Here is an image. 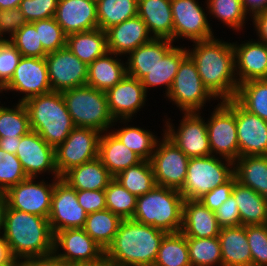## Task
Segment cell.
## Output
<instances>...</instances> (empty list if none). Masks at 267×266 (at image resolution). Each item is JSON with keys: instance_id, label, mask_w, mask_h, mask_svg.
<instances>
[{"instance_id": "cell-1", "label": "cell", "mask_w": 267, "mask_h": 266, "mask_svg": "<svg viewBox=\"0 0 267 266\" xmlns=\"http://www.w3.org/2000/svg\"><path fill=\"white\" fill-rule=\"evenodd\" d=\"M188 55L194 61L204 86L222 101L235 98L238 81L235 74L233 44L217 38L194 41Z\"/></svg>"}, {"instance_id": "cell-2", "label": "cell", "mask_w": 267, "mask_h": 266, "mask_svg": "<svg viewBox=\"0 0 267 266\" xmlns=\"http://www.w3.org/2000/svg\"><path fill=\"white\" fill-rule=\"evenodd\" d=\"M166 234L132 218L122 220L105 255L116 266H153Z\"/></svg>"}, {"instance_id": "cell-3", "label": "cell", "mask_w": 267, "mask_h": 266, "mask_svg": "<svg viewBox=\"0 0 267 266\" xmlns=\"http://www.w3.org/2000/svg\"><path fill=\"white\" fill-rule=\"evenodd\" d=\"M3 231L16 260L53 254L54 233L48 218L7 207Z\"/></svg>"}, {"instance_id": "cell-4", "label": "cell", "mask_w": 267, "mask_h": 266, "mask_svg": "<svg viewBox=\"0 0 267 266\" xmlns=\"http://www.w3.org/2000/svg\"><path fill=\"white\" fill-rule=\"evenodd\" d=\"M30 129L37 132L54 149L75 128L61 92L51 91L24 102Z\"/></svg>"}, {"instance_id": "cell-5", "label": "cell", "mask_w": 267, "mask_h": 266, "mask_svg": "<svg viewBox=\"0 0 267 266\" xmlns=\"http://www.w3.org/2000/svg\"><path fill=\"white\" fill-rule=\"evenodd\" d=\"M183 204L179 190L155 185L150 192L137 197L132 219L167 233L180 232Z\"/></svg>"}, {"instance_id": "cell-6", "label": "cell", "mask_w": 267, "mask_h": 266, "mask_svg": "<svg viewBox=\"0 0 267 266\" xmlns=\"http://www.w3.org/2000/svg\"><path fill=\"white\" fill-rule=\"evenodd\" d=\"M61 94L75 127L92 128L104 133L115 125L104 91L84 85Z\"/></svg>"}, {"instance_id": "cell-7", "label": "cell", "mask_w": 267, "mask_h": 266, "mask_svg": "<svg viewBox=\"0 0 267 266\" xmlns=\"http://www.w3.org/2000/svg\"><path fill=\"white\" fill-rule=\"evenodd\" d=\"M233 175L234 162L228 159L213 155L189 158L185 182L179 191L184 200H199Z\"/></svg>"}, {"instance_id": "cell-8", "label": "cell", "mask_w": 267, "mask_h": 266, "mask_svg": "<svg viewBox=\"0 0 267 266\" xmlns=\"http://www.w3.org/2000/svg\"><path fill=\"white\" fill-rule=\"evenodd\" d=\"M206 122L211 155L235 162L239 158L236 100L220 101Z\"/></svg>"}, {"instance_id": "cell-9", "label": "cell", "mask_w": 267, "mask_h": 266, "mask_svg": "<svg viewBox=\"0 0 267 266\" xmlns=\"http://www.w3.org/2000/svg\"><path fill=\"white\" fill-rule=\"evenodd\" d=\"M167 98L183 112H200L207 101L215 98L204 86L189 55L181 61Z\"/></svg>"}, {"instance_id": "cell-10", "label": "cell", "mask_w": 267, "mask_h": 266, "mask_svg": "<svg viewBox=\"0 0 267 266\" xmlns=\"http://www.w3.org/2000/svg\"><path fill=\"white\" fill-rule=\"evenodd\" d=\"M101 132L75 127L64 142L55 148V164L61 178L70 169L98 158Z\"/></svg>"}, {"instance_id": "cell-11", "label": "cell", "mask_w": 267, "mask_h": 266, "mask_svg": "<svg viewBox=\"0 0 267 266\" xmlns=\"http://www.w3.org/2000/svg\"><path fill=\"white\" fill-rule=\"evenodd\" d=\"M157 143L150 160L156 185L180 190L185 182L189 157L165 134Z\"/></svg>"}, {"instance_id": "cell-12", "label": "cell", "mask_w": 267, "mask_h": 266, "mask_svg": "<svg viewBox=\"0 0 267 266\" xmlns=\"http://www.w3.org/2000/svg\"><path fill=\"white\" fill-rule=\"evenodd\" d=\"M184 116L175 131L170 121L166 122L164 134L189 158L211 155L207 125L200 112H182Z\"/></svg>"}, {"instance_id": "cell-13", "label": "cell", "mask_w": 267, "mask_h": 266, "mask_svg": "<svg viewBox=\"0 0 267 266\" xmlns=\"http://www.w3.org/2000/svg\"><path fill=\"white\" fill-rule=\"evenodd\" d=\"M35 179L28 177L5 192L8 207L48 218L54 185L60 178L49 184L44 180L36 183Z\"/></svg>"}, {"instance_id": "cell-14", "label": "cell", "mask_w": 267, "mask_h": 266, "mask_svg": "<svg viewBox=\"0 0 267 266\" xmlns=\"http://www.w3.org/2000/svg\"><path fill=\"white\" fill-rule=\"evenodd\" d=\"M45 60L52 91L63 92L86 85L88 65L74 55L67 46L48 53Z\"/></svg>"}, {"instance_id": "cell-15", "label": "cell", "mask_w": 267, "mask_h": 266, "mask_svg": "<svg viewBox=\"0 0 267 266\" xmlns=\"http://www.w3.org/2000/svg\"><path fill=\"white\" fill-rule=\"evenodd\" d=\"M86 218L87 213L78 203L77 190L60 178L54 185L48 217L53 233L83 228Z\"/></svg>"}, {"instance_id": "cell-16", "label": "cell", "mask_w": 267, "mask_h": 266, "mask_svg": "<svg viewBox=\"0 0 267 266\" xmlns=\"http://www.w3.org/2000/svg\"><path fill=\"white\" fill-rule=\"evenodd\" d=\"M173 15V42L179 38L191 41L214 37L203 7L196 0H171ZM177 38V39H176Z\"/></svg>"}, {"instance_id": "cell-17", "label": "cell", "mask_w": 267, "mask_h": 266, "mask_svg": "<svg viewBox=\"0 0 267 266\" xmlns=\"http://www.w3.org/2000/svg\"><path fill=\"white\" fill-rule=\"evenodd\" d=\"M59 248L64 252L59 253ZM53 253L69 266L93 262L105 255L103 248L83 228L55 232Z\"/></svg>"}, {"instance_id": "cell-18", "label": "cell", "mask_w": 267, "mask_h": 266, "mask_svg": "<svg viewBox=\"0 0 267 266\" xmlns=\"http://www.w3.org/2000/svg\"><path fill=\"white\" fill-rule=\"evenodd\" d=\"M4 91L24 93L18 102L51 92L48 68L45 58L22 57Z\"/></svg>"}, {"instance_id": "cell-19", "label": "cell", "mask_w": 267, "mask_h": 266, "mask_svg": "<svg viewBox=\"0 0 267 266\" xmlns=\"http://www.w3.org/2000/svg\"><path fill=\"white\" fill-rule=\"evenodd\" d=\"M16 156L27 177L36 178L42 173L51 172L53 178H60L55 164V149L37 132L30 130L21 136Z\"/></svg>"}, {"instance_id": "cell-20", "label": "cell", "mask_w": 267, "mask_h": 266, "mask_svg": "<svg viewBox=\"0 0 267 266\" xmlns=\"http://www.w3.org/2000/svg\"><path fill=\"white\" fill-rule=\"evenodd\" d=\"M105 93L111 116L115 122L121 120L119 123L125 124L146 104L148 95L141 81L127 74Z\"/></svg>"}, {"instance_id": "cell-21", "label": "cell", "mask_w": 267, "mask_h": 266, "mask_svg": "<svg viewBox=\"0 0 267 266\" xmlns=\"http://www.w3.org/2000/svg\"><path fill=\"white\" fill-rule=\"evenodd\" d=\"M236 124L239 157L267 155V121L236 101Z\"/></svg>"}, {"instance_id": "cell-22", "label": "cell", "mask_w": 267, "mask_h": 266, "mask_svg": "<svg viewBox=\"0 0 267 266\" xmlns=\"http://www.w3.org/2000/svg\"><path fill=\"white\" fill-rule=\"evenodd\" d=\"M54 19L66 35L97 29L96 0H59Z\"/></svg>"}, {"instance_id": "cell-23", "label": "cell", "mask_w": 267, "mask_h": 266, "mask_svg": "<svg viewBox=\"0 0 267 266\" xmlns=\"http://www.w3.org/2000/svg\"><path fill=\"white\" fill-rule=\"evenodd\" d=\"M232 44L238 84L267 79V44L253 39Z\"/></svg>"}, {"instance_id": "cell-24", "label": "cell", "mask_w": 267, "mask_h": 266, "mask_svg": "<svg viewBox=\"0 0 267 266\" xmlns=\"http://www.w3.org/2000/svg\"><path fill=\"white\" fill-rule=\"evenodd\" d=\"M105 32L108 51L121 57L153 38L149 34L146 24L138 15L109 27Z\"/></svg>"}, {"instance_id": "cell-25", "label": "cell", "mask_w": 267, "mask_h": 266, "mask_svg": "<svg viewBox=\"0 0 267 266\" xmlns=\"http://www.w3.org/2000/svg\"><path fill=\"white\" fill-rule=\"evenodd\" d=\"M220 230L215 211L207 208L199 200H184L181 232L186 237H218Z\"/></svg>"}, {"instance_id": "cell-26", "label": "cell", "mask_w": 267, "mask_h": 266, "mask_svg": "<svg viewBox=\"0 0 267 266\" xmlns=\"http://www.w3.org/2000/svg\"><path fill=\"white\" fill-rule=\"evenodd\" d=\"M137 15L153 38H165L173 42L171 0H138Z\"/></svg>"}, {"instance_id": "cell-27", "label": "cell", "mask_w": 267, "mask_h": 266, "mask_svg": "<svg viewBox=\"0 0 267 266\" xmlns=\"http://www.w3.org/2000/svg\"><path fill=\"white\" fill-rule=\"evenodd\" d=\"M173 46L170 39L152 38L128 54L126 74L141 80Z\"/></svg>"}, {"instance_id": "cell-28", "label": "cell", "mask_w": 267, "mask_h": 266, "mask_svg": "<svg viewBox=\"0 0 267 266\" xmlns=\"http://www.w3.org/2000/svg\"><path fill=\"white\" fill-rule=\"evenodd\" d=\"M98 158L113 177L117 176L124 169L142 161V159L127 148L119 138L112 132L107 133V131L100 135Z\"/></svg>"}, {"instance_id": "cell-29", "label": "cell", "mask_w": 267, "mask_h": 266, "mask_svg": "<svg viewBox=\"0 0 267 266\" xmlns=\"http://www.w3.org/2000/svg\"><path fill=\"white\" fill-rule=\"evenodd\" d=\"M118 58L108 51L95 59L88 65L86 85L106 92L119 83L126 75V64Z\"/></svg>"}, {"instance_id": "cell-30", "label": "cell", "mask_w": 267, "mask_h": 266, "mask_svg": "<svg viewBox=\"0 0 267 266\" xmlns=\"http://www.w3.org/2000/svg\"><path fill=\"white\" fill-rule=\"evenodd\" d=\"M218 237L221 245L222 266H252L246 226L221 228Z\"/></svg>"}, {"instance_id": "cell-31", "label": "cell", "mask_w": 267, "mask_h": 266, "mask_svg": "<svg viewBox=\"0 0 267 266\" xmlns=\"http://www.w3.org/2000/svg\"><path fill=\"white\" fill-rule=\"evenodd\" d=\"M61 179L75 190H105L114 177L96 158L70 169Z\"/></svg>"}, {"instance_id": "cell-32", "label": "cell", "mask_w": 267, "mask_h": 266, "mask_svg": "<svg viewBox=\"0 0 267 266\" xmlns=\"http://www.w3.org/2000/svg\"><path fill=\"white\" fill-rule=\"evenodd\" d=\"M237 182L250 187L267 202V155L240 156L234 162Z\"/></svg>"}, {"instance_id": "cell-33", "label": "cell", "mask_w": 267, "mask_h": 266, "mask_svg": "<svg viewBox=\"0 0 267 266\" xmlns=\"http://www.w3.org/2000/svg\"><path fill=\"white\" fill-rule=\"evenodd\" d=\"M188 55L184 47L173 46L140 81L147 93L149 87L165 85L166 96L171 89L181 61Z\"/></svg>"}, {"instance_id": "cell-34", "label": "cell", "mask_w": 267, "mask_h": 266, "mask_svg": "<svg viewBox=\"0 0 267 266\" xmlns=\"http://www.w3.org/2000/svg\"><path fill=\"white\" fill-rule=\"evenodd\" d=\"M231 195L237 202L241 225L267 224V202L260 194L236 181Z\"/></svg>"}, {"instance_id": "cell-35", "label": "cell", "mask_w": 267, "mask_h": 266, "mask_svg": "<svg viewBox=\"0 0 267 266\" xmlns=\"http://www.w3.org/2000/svg\"><path fill=\"white\" fill-rule=\"evenodd\" d=\"M66 46L86 65L108 52L106 32L100 28L67 35Z\"/></svg>"}, {"instance_id": "cell-36", "label": "cell", "mask_w": 267, "mask_h": 266, "mask_svg": "<svg viewBox=\"0 0 267 266\" xmlns=\"http://www.w3.org/2000/svg\"><path fill=\"white\" fill-rule=\"evenodd\" d=\"M122 219L105 209L87 214L84 231L105 251L112 243Z\"/></svg>"}, {"instance_id": "cell-37", "label": "cell", "mask_w": 267, "mask_h": 266, "mask_svg": "<svg viewBox=\"0 0 267 266\" xmlns=\"http://www.w3.org/2000/svg\"><path fill=\"white\" fill-rule=\"evenodd\" d=\"M98 28L109 27L137 16L138 0H96Z\"/></svg>"}, {"instance_id": "cell-38", "label": "cell", "mask_w": 267, "mask_h": 266, "mask_svg": "<svg viewBox=\"0 0 267 266\" xmlns=\"http://www.w3.org/2000/svg\"><path fill=\"white\" fill-rule=\"evenodd\" d=\"M114 178L136 197L150 192L156 185L153 167L148 160H142L138 164L124 169Z\"/></svg>"}, {"instance_id": "cell-39", "label": "cell", "mask_w": 267, "mask_h": 266, "mask_svg": "<svg viewBox=\"0 0 267 266\" xmlns=\"http://www.w3.org/2000/svg\"><path fill=\"white\" fill-rule=\"evenodd\" d=\"M234 99L244 109L267 121V79L239 84Z\"/></svg>"}, {"instance_id": "cell-40", "label": "cell", "mask_w": 267, "mask_h": 266, "mask_svg": "<svg viewBox=\"0 0 267 266\" xmlns=\"http://www.w3.org/2000/svg\"><path fill=\"white\" fill-rule=\"evenodd\" d=\"M153 266H191L187 239L181 231L164 236Z\"/></svg>"}, {"instance_id": "cell-41", "label": "cell", "mask_w": 267, "mask_h": 266, "mask_svg": "<svg viewBox=\"0 0 267 266\" xmlns=\"http://www.w3.org/2000/svg\"><path fill=\"white\" fill-rule=\"evenodd\" d=\"M111 132L142 160H151L158 139L150 130L127 126Z\"/></svg>"}, {"instance_id": "cell-42", "label": "cell", "mask_w": 267, "mask_h": 266, "mask_svg": "<svg viewBox=\"0 0 267 266\" xmlns=\"http://www.w3.org/2000/svg\"><path fill=\"white\" fill-rule=\"evenodd\" d=\"M191 266H222V254L219 237H186Z\"/></svg>"}, {"instance_id": "cell-43", "label": "cell", "mask_w": 267, "mask_h": 266, "mask_svg": "<svg viewBox=\"0 0 267 266\" xmlns=\"http://www.w3.org/2000/svg\"><path fill=\"white\" fill-rule=\"evenodd\" d=\"M27 109L22 102L13 108L0 106V138H21L30 131Z\"/></svg>"}, {"instance_id": "cell-44", "label": "cell", "mask_w": 267, "mask_h": 266, "mask_svg": "<svg viewBox=\"0 0 267 266\" xmlns=\"http://www.w3.org/2000/svg\"><path fill=\"white\" fill-rule=\"evenodd\" d=\"M206 3V8L211 15H214L213 17L231 27L230 29L243 30L247 20V12L242 0H207Z\"/></svg>"}, {"instance_id": "cell-45", "label": "cell", "mask_w": 267, "mask_h": 266, "mask_svg": "<svg viewBox=\"0 0 267 266\" xmlns=\"http://www.w3.org/2000/svg\"><path fill=\"white\" fill-rule=\"evenodd\" d=\"M105 191L106 209L122 220L131 219L136 209L137 197L125 189L115 178Z\"/></svg>"}, {"instance_id": "cell-46", "label": "cell", "mask_w": 267, "mask_h": 266, "mask_svg": "<svg viewBox=\"0 0 267 266\" xmlns=\"http://www.w3.org/2000/svg\"><path fill=\"white\" fill-rule=\"evenodd\" d=\"M10 41L22 57L45 58L48 54L39 40L35 25L31 22L24 24Z\"/></svg>"}, {"instance_id": "cell-47", "label": "cell", "mask_w": 267, "mask_h": 266, "mask_svg": "<svg viewBox=\"0 0 267 266\" xmlns=\"http://www.w3.org/2000/svg\"><path fill=\"white\" fill-rule=\"evenodd\" d=\"M39 40L47 53L66 47L67 35L54 17L32 22Z\"/></svg>"}, {"instance_id": "cell-48", "label": "cell", "mask_w": 267, "mask_h": 266, "mask_svg": "<svg viewBox=\"0 0 267 266\" xmlns=\"http://www.w3.org/2000/svg\"><path fill=\"white\" fill-rule=\"evenodd\" d=\"M27 178L16 154L0 148V192L5 193L9 188Z\"/></svg>"}, {"instance_id": "cell-49", "label": "cell", "mask_w": 267, "mask_h": 266, "mask_svg": "<svg viewBox=\"0 0 267 266\" xmlns=\"http://www.w3.org/2000/svg\"><path fill=\"white\" fill-rule=\"evenodd\" d=\"M252 266H267V224L246 225Z\"/></svg>"}, {"instance_id": "cell-50", "label": "cell", "mask_w": 267, "mask_h": 266, "mask_svg": "<svg viewBox=\"0 0 267 266\" xmlns=\"http://www.w3.org/2000/svg\"><path fill=\"white\" fill-rule=\"evenodd\" d=\"M59 0H22L19 9L27 22L54 17Z\"/></svg>"}, {"instance_id": "cell-51", "label": "cell", "mask_w": 267, "mask_h": 266, "mask_svg": "<svg viewBox=\"0 0 267 266\" xmlns=\"http://www.w3.org/2000/svg\"><path fill=\"white\" fill-rule=\"evenodd\" d=\"M22 58L10 40H0V85L4 87L11 79Z\"/></svg>"}, {"instance_id": "cell-52", "label": "cell", "mask_w": 267, "mask_h": 266, "mask_svg": "<svg viewBox=\"0 0 267 266\" xmlns=\"http://www.w3.org/2000/svg\"><path fill=\"white\" fill-rule=\"evenodd\" d=\"M27 21L19 7L0 10V40H10ZM9 34V38L3 35Z\"/></svg>"}, {"instance_id": "cell-53", "label": "cell", "mask_w": 267, "mask_h": 266, "mask_svg": "<svg viewBox=\"0 0 267 266\" xmlns=\"http://www.w3.org/2000/svg\"><path fill=\"white\" fill-rule=\"evenodd\" d=\"M237 181L233 175L227 182L215 187L205 194L199 201L212 211L218 209L232 194V189Z\"/></svg>"}, {"instance_id": "cell-54", "label": "cell", "mask_w": 267, "mask_h": 266, "mask_svg": "<svg viewBox=\"0 0 267 266\" xmlns=\"http://www.w3.org/2000/svg\"><path fill=\"white\" fill-rule=\"evenodd\" d=\"M215 215L221 228L241 226L238 205L232 195L215 210Z\"/></svg>"}, {"instance_id": "cell-55", "label": "cell", "mask_w": 267, "mask_h": 266, "mask_svg": "<svg viewBox=\"0 0 267 266\" xmlns=\"http://www.w3.org/2000/svg\"><path fill=\"white\" fill-rule=\"evenodd\" d=\"M77 199L87 214L106 209L104 190H77Z\"/></svg>"}, {"instance_id": "cell-56", "label": "cell", "mask_w": 267, "mask_h": 266, "mask_svg": "<svg viewBox=\"0 0 267 266\" xmlns=\"http://www.w3.org/2000/svg\"><path fill=\"white\" fill-rule=\"evenodd\" d=\"M22 266H69L54 253L47 256H37L22 259Z\"/></svg>"}, {"instance_id": "cell-57", "label": "cell", "mask_w": 267, "mask_h": 266, "mask_svg": "<svg viewBox=\"0 0 267 266\" xmlns=\"http://www.w3.org/2000/svg\"><path fill=\"white\" fill-rule=\"evenodd\" d=\"M252 22L255 25L258 40L267 44V10L255 15Z\"/></svg>"}, {"instance_id": "cell-58", "label": "cell", "mask_w": 267, "mask_h": 266, "mask_svg": "<svg viewBox=\"0 0 267 266\" xmlns=\"http://www.w3.org/2000/svg\"><path fill=\"white\" fill-rule=\"evenodd\" d=\"M243 5L247 14L249 13L252 16L251 18L267 10V0H244Z\"/></svg>"}, {"instance_id": "cell-59", "label": "cell", "mask_w": 267, "mask_h": 266, "mask_svg": "<svg viewBox=\"0 0 267 266\" xmlns=\"http://www.w3.org/2000/svg\"><path fill=\"white\" fill-rule=\"evenodd\" d=\"M15 260L6 239L0 236V263H13Z\"/></svg>"}, {"instance_id": "cell-60", "label": "cell", "mask_w": 267, "mask_h": 266, "mask_svg": "<svg viewBox=\"0 0 267 266\" xmlns=\"http://www.w3.org/2000/svg\"><path fill=\"white\" fill-rule=\"evenodd\" d=\"M19 143L20 138H8L7 136L0 138V148L11 154H16Z\"/></svg>"}, {"instance_id": "cell-61", "label": "cell", "mask_w": 267, "mask_h": 266, "mask_svg": "<svg viewBox=\"0 0 267 266\" xmlns=\"http://www.w3.org/2000/svg\"><path fill=\"white\" fill-rule=\"evenodd\" d=\"M8 207L7 198L5 193L0 192V236H3L4 231V222H5V214Z\"/></svg>"}, {"instance_id": "cell-62", "label": "cell", "mask_w": 267, "mask_h": 266, "mask_svg": "<svg viewBox=\"0 0 267 266\" xmlns=\"http://www.w3.org/2000/svg\"><path fill=\"white\" fill-rule=\"evenodd\" d=\"M74 266H116V265L110 259H108L106 255H104L103 257H101L96 261L77 264Z\"/></svg>"}, {"instance_id": "cell-63", "label": "cell", "mask_w": 267, "mask_h": 266, "mask_svg": "<svg viewBox=\"0 0 267 266\" xmlns=\"http://www.w3.org/2000/svg\"><path fill=\"white\" fill-rule=\"evenodd\" d=\"M22 0H0V10L17 8Z\"/></svg>"}, {"instance_id": "cell-64", "label": "cell", "mask_w": 267, "mask_h": 266, "mask_svg": "<svg viewBox=\"0 0 267 266\" xmlns=\"http://www.w3.org/2000/svg\"><path fill=\"white\" fill-rule=\"evenodd\" d=\"M8 266H22V260H15L12 264Z\"/></svg>"}, {"instance_id": "cell-65", "label": "cell", "mask_w": 267, "mask_h": 266, "mask_svg": "<svg viewBox=\"0 0 267 266\" xmlns=\"http://www.w3.org/2000/svg\"><path fill=\"white\" fill-rule=\"evenodd\" d=\"M10 264H12V263H0V266H8Z\"/></svg>"}, {"instance_id": "cell-66", "label": "cell", "mask_w": 267, "mask_h": 266, "mask_svg": "<svg viewBox=\"0 0 267 266\" xmlns=\"http://www.w3.org/2000/svg\"><path fill=\"white\" fill-rule=\"evenodd\" d=\"M3 92V87L0 85V93Z\"/></svg>"}]
</instances>
